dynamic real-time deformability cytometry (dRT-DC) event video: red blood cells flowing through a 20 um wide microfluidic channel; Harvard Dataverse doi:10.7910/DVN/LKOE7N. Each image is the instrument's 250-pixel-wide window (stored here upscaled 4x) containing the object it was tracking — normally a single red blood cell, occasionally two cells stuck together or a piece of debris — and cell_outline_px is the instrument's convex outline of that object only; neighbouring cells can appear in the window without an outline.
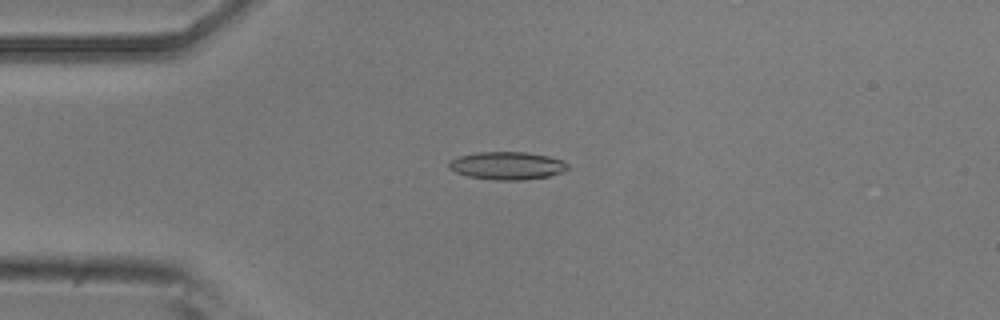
{"species": "common noctule bat (a hibernating species)", "species_latin": "Nyctalus noctula", "temperature_condition": "room temperature", "stored_images_in_passage": 52, "camera_frame_rate_fps": 3000, "um_per_image_px": 0.085, "animal": {"sex": "male", "body_mass_g": 20.5, "forearm_length_mm": 52.5}, "frame": {"image": 1, "passage_image": 13, "time_ms": 4.0, "image_size_px": [1000, 320], "cell_outline_px": [[568, 168], [564, 172], [548, 176], [524, 180], [496, 180], [468, 176], [456, 172], [448, 168], [448, 164], [452, 160], [460, 156], [476, 152], [524, 152], [548, 156], [560, 160], [568, 164]], "centroid_in_image_um": [43.11, 14.08], "position_along_channel_um": 41.9, "area_um2": 19.13}}
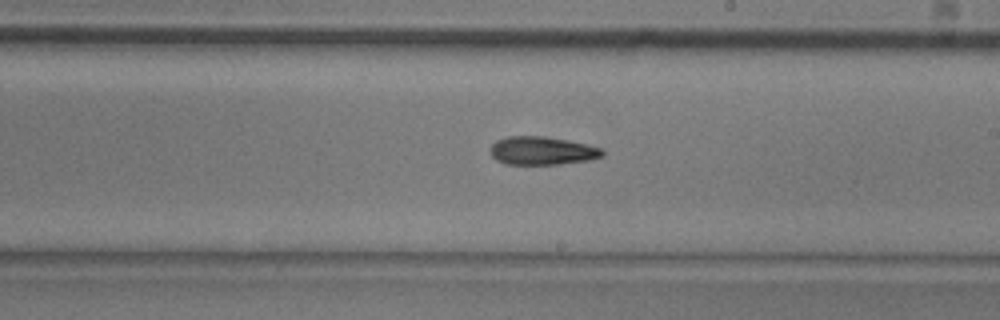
{"frame": {"image": 2, "passage_image": 30, "time_ms": 9.667, "image_size_px": [1000, 320], "cell_outline_px": [[604, 156], [588, 160], [560, 164], [504, 164], [496, 160], [492, 156], [488, 148], [496, 140], [508, 136], [544, 136], [584, 144], [600, 148], [604, 152]], "centroid_in_image_um": [46.01, 12.82], "position_along_channel_um": 243.0, "area_um2": 18.38}}
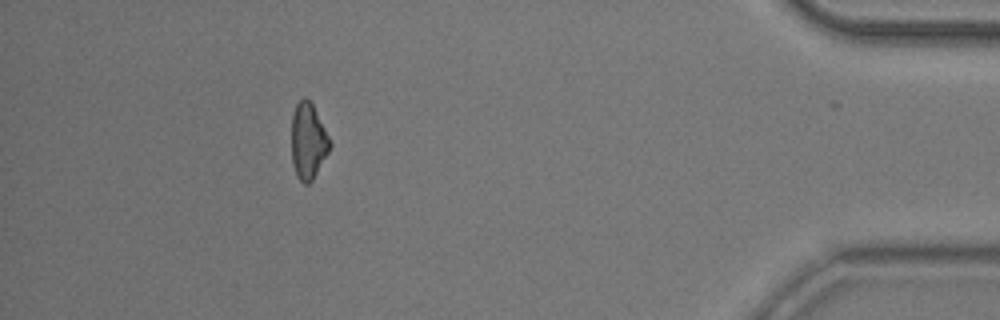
{"frame": {"image": 3, "passage_image": 47, "time_ms": 15.333, "image_size_px": [1000, 320], "cell_outline_px": [[332, 144], [328, 152], [312, 180], [308, 184], [304, 184], [296, 176], [292, 164], [292, 116], [296, 104], [304, 96], [312, 104]], "centroid_in_image_um": [26.17, 12.02], "position_along_channel_um": 409.0, "area_um2": 16.7}, "authors_computed_cell_mechanics": {"area_um2": 18.3226, "velocity_mm_per_s": 3.9172, "shape_relaxation_time_tau1_ms": 9.7969, "shape_relaxation_time_tau2_ms": 9.3829, "deformation_change_tau1": 0.2061, "deformation_change_tau2": 0.2255}}